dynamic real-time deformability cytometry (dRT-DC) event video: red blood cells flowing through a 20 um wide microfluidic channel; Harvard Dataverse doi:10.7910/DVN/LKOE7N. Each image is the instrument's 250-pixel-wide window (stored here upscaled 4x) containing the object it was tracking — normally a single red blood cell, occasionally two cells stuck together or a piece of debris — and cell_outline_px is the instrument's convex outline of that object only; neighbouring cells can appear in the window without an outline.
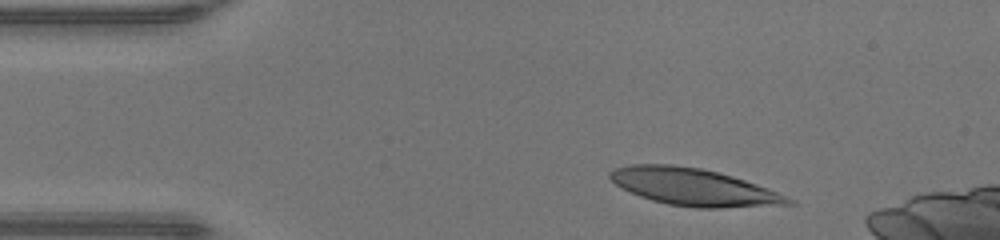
{"species": "human", "species_latin": "Homo sapiens", "temperature_condition": "warm", "stored_images_in_passage": 33, "camera_frame_rate_fps": 3000, "um_per_image_px": 0.085, "donor": {"sex": "male"}, "frame": {"image": 1, "passage_image": 1, "time_ms": 0.0, "image_size_px": [1000, 240], "cell_outline_px": [[796, 204], [716, 208], [700, 208], [668, 204], [652, 200], [640, 196], [616, 184], [608, 176], [616, 168], [632, 164], [672, 164], [700, 168], [732, 176], [744, 180], [776, 192], [796, 200]], "centroid_in_image_um": [58.98, 15.9], "position_along_channel_um": 26.0, "area_um2": 37.97}}
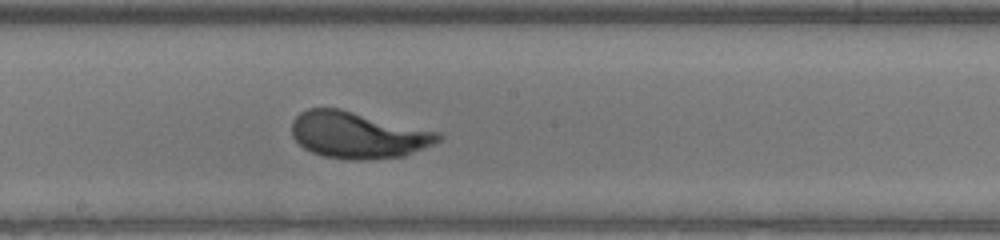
{"frame": {"image": 2, "passage_image": 19, "time_ms": 6.0, "image_size_px": [1000, 240], "cell_outline_px": [[444, 136], [440, 140], [432, 144], [404, 156], [364, 160], [352, 160], [324, 156], [312, 152], [304, 148], [292, 136], [292, 120], [300, 112], [308, 108], [340, 108], [440, 132]], "centroid_in_image_um": [30.42, 11.47], "position_along_channel_um": 217.8, "area_um2": 39.77}}
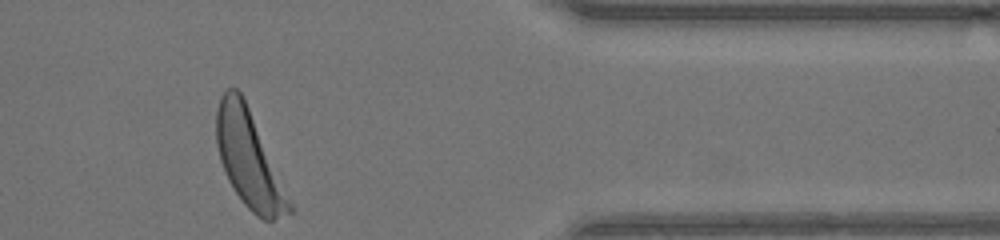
{"frame": {"image": 3, "passage_image": 33, "time_ms": 10.667, "image_size_px": [1000, 240], "cell_outline_px": [[292, 212], [272, 220], [264, 220], [256, 216], [244, 204], [228, 180], [220, 160], [216, 144], [216, 112], [220, 96], [228, 88], [236, 88], [240, 92], [248, 108], [292, 204]], "centroid_in_image_um": [21.12, 13.55], "position_along_channel_um": 390.3, "area_um2": 39.77}, "authors_computed_cell_mechanics": {"area_um2": 38.8994, "velocity_mm_per_s": 4.2596, "shape_relaxation_time_tau1_ms": 2.139, "shape_relaxation_time_tau2_ms": 0.5941, "deformation_change_tau1": 0.1807, "deformation_change_tau2": 0.071}}